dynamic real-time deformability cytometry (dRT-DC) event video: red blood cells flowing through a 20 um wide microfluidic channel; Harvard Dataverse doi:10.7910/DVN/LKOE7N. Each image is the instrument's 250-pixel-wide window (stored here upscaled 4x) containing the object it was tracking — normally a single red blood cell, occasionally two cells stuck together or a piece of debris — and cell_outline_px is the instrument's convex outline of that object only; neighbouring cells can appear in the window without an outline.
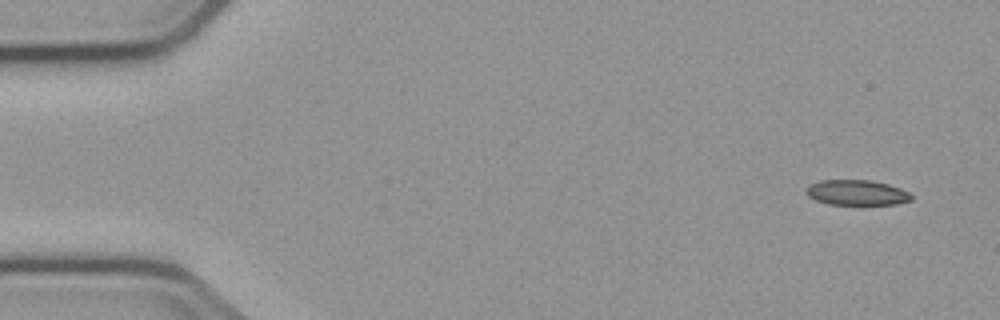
{"species": "common noctule bat (a hibernating species)", "species_latin": "Nyctalus noctula", "temperature_condition": "cold", "stored_images_in_passage": 5, "camera_frame_rate_fps": 3000, "um_per_image_px": 0.085, "animal": {"sex": "male", "body_mass_g": 23.1, "forearm_length_mm": 52.7}, "frame": {"image": 1, "passage_image": 1, "time_ms": 0.0, "image_size_px": [1000, 320], "cell_outline_px": [[912, 200], [896, 204], [828, 204], [816, 200], [808, 196], [804, 192], [804, 188], [808, 184], [820, 180], [872, 180], [888, 184], [900, 188], [908, 192], [912, 196]], "centroid_in_image_um": [72.77, 16.36], "position_along_channel_um": 12.2, "area_um2": 15.61}}
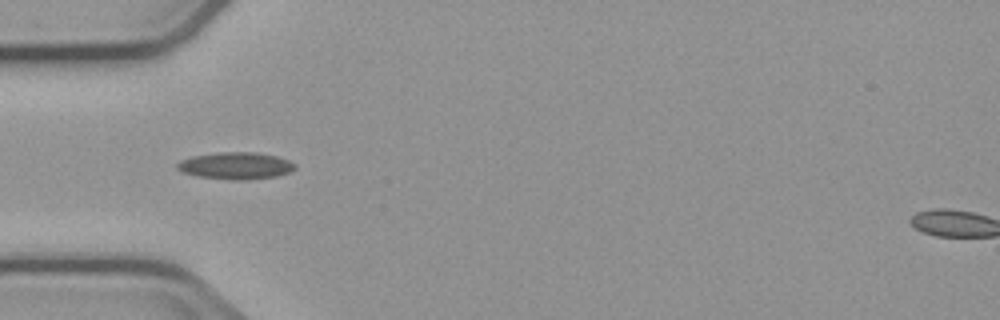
{"frame": {"image": 2, "passage_image": 5, "time_ms": 4.667, "image_size_px": [1000, 320], "cell_outline_px": [[296, 168], [288, 172], [276, 176], [244, 180], [228, 180], [196, 176], [180, 172], [176, 168], [176, 164], [180, 160], [192, 156], [220, 152], [256, 152], [276, 156], [288, 160], [296, 164]], "centroid_in_image_um": [19.99, 14.09], "position_along_channel_um": 65.0, "area_um2": 18.67}}